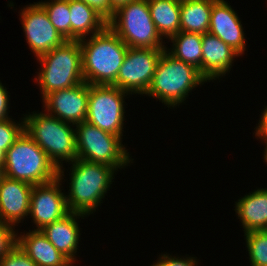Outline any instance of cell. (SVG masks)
I'll list each match as a JSON object with an SVG mask.
<instances>
[{"mask_svg":"<svg viewBox=\"0 0 267 266\" xmlns=\"http://www.w3.org/2000/svg\"><path fill=\"white\" fill-rule=\"evenodd\" d=\"M108 26L129 48H166L151 18L148 0H133L119 7Z\"/></svg>","mask_w":267,"mask_h":266,"instance_id":"7","label":"cell"},{"mask_svg":"<svg viewBox=\"0 0 267 266\" xmlns=\"http://www.w3.org/2000/svg\"><path fill=\"white\" fill-rule=\"evenodd\" d=\"M50 22L65 40H71L69 0H41Z\"/></svg>","mask_w":267,"mask_h":266,"instance_id":"24","label":"cell"},{"mask_svg":"<svg viewBox=\"0 0 267 266\" xmlns=\"http://www.w3.org/2000/svg\"><path fill=\"white\" fill-rule=\"evenodd\" d=\"M71 40H80L103 31L108 20L81 0H69Z\"/></svg>","mask_w":267,"mask_h":266,"instance_id":"20","label":"cell"},{"mask_svg":"<svg viewBox=\"0 0 267 266\" xmlns=\"http://www.w3.org/2000/svg\"><path fill=\"white\" fill-rule=\"evenodd\" d=\"M18 13L26 43L35 58L66 41L52 25L45 9L38 2L29 3Z\"/></svg>","mask_w":267,"mask_h":266,"instance_id":"11","label":"cell"},{"mask_svg":"<svg viewBox=\"0 0 267 266\" xmlns=\"http://www.w3.org/2000/svg\"><path fill=\"white\" fill-rule=\"evenodd\" d=\"M250 266H267V230L244 233Z\"/></svg>","mask_w":267,"mask_h":266,"instance_id":"25","label":"cell"},{"mask_svg":"<svg viewBox=\"0 0 267 266\" xmlns=\"http://www.w3.org/2000/svg\"><path fill=\"white\" fill-rule=\"evenodd\" d=\"M175 255L173 256L172 254L170 255L167 252H162L161 254H159L157 260H155L156 262H153V264L150 266H198L200 261L196 256L193 257V255Z\"/></svg>","mask_w":267,"mask_h":266,"instance_id":"28","label":"cell"},{"mask_svg":"<svg viewBox=\"0 0 267 266\" xmlns=\"http://www.w3.org/2000/svg\"><path fill=\"white\" fill-rule=\"evenodd\" d=\"M256 189L240 197L234 204L244 233L267 230V188Z\"/></svg>","mask_w":267,"mask_h":266,"instance_id":"18","label":"cell"},{"mask_svg":"<svg viewBox=\"0 0 267 266\" xmlns=\"http://www.w3.org/2000/svg\"><path fill=\"white\" fill-rule=\"evenodd\" d=\"M76 262L75 261H68L66 264L63 266H75ZM77 266V265H76Z\"/></svg>","mask_w":267,"mask_h":266,"instance_id":"37","label":"cell"},{"mask_svg":"<svg viewBox=\"0 0 267 266\" xmlns=\"http://www.w3.org/2000/svg\"><path fill=\"white\" fill-rule=\"evenodd\" d=\"M11 118L0 121V149L6 152L24 131V119Z\"/></svg>","mask_w":267,"mask_h":266,"instance_id":"26","label":"cell"},{"mask_svg":"<svg viewBox=\"0 0 267 266\" xmlns=\"http://www.w3.org/2000/svg\"><path fill=\"white\" fill-rule=\"evenodd\" d=\"M151 18L162 39L180 32L181 0H148Z\"/></svg>","mask_w":267,"mask_h":266,"instance_id":"21","label":"cell"},{"mask_svg":"<svg viewBox=\"0 0 267 266\" xmlns=\"http://www.w3.org/2000/svg\"><path fill=\"white\" fill-rule=\"evenodd\" d=\"M68 164L71 165L68 169H65L64 165L58 168V177L65 182L64 172L70 169L69 190L65 192L69 211L86 216L94 215L112 188L117 170L109 165L78 158Z\"/></svg>","mask_w":267,"mask_h":266,"instance_id":"1","label":"cell"},{"mask_svg":"<svg viewBox=\"0 0 267 266\" xmlns=\"http://www.w3.org/2000/svg\"><path fill=\"white\" fill-rule=\"evenodd\" d=\"M165 50L174 58L193 65L202 75V34L180 31L166 43Z\"/></svg>","mask_w":267,"mask_h":266,"instance_id":"23","label":"cell"},{"mask_svg":"<svg viewBox=\"0 0 267 266\" xmlns=\"http://www.w3.org/2000/svg\"><path fill=\"white\" fill-rule=\"evenodd\" d=\"M89 84L85 81L66 89L47 94L42 99V108L48 114L71 124L86 121Z\"/></svg>","mask_w":267,"mask_h":266,"instance_id":"13","label":"cell"},{"mask_svg":"<svg viewBox=\"0 0 267 266\" xmlns=\"http://www.w3.org/2000/svg\"><path fill=\"white\" fill-rule=\"evenodd\" d=\"M208 33L228 44L240 57L245 54L246 33L237 12L227 1L216 0L213 3Z\"/></svg>","mask_w":267,"mask_h":266,"instance_id":"14","label":"cell"},{"mask_svg":"<svg viewBox=\"0 0 267 266\" xmlns=\"http://www.w3.org/2000/svg\"><path fill=\"white\" fill-rule=\"evenodd\" d=\"M5 152L0 149V165L4 167Z\"/></svg>","mask_w":267,"mask_h":266,"instance_id":"35","label":"cell"},{"mask_svg":"<svg viewBox=\"0 0 267 266\" xmlns=\"http://www.w3.org/2000/svg\"><path fill=\"white\" fill-rule=\"evenodd\" d=\"M216 0H181L180 31L205 34L209 31L212 5Z\"/></svg>","mask_w":267,"mask_h":266,"instance_id":"22","label":"cell"},{"mask_svg":"<svg viewBox=\"0 0 267 266\" xmlns=\"http://www.w3.org/2000/svg\"><path fill=\"white\" fill-rule=\"evenodd\" d=\"M3 168L4 176L33 186L58 177V168L24 131L5 152Z\"/></svg>","mask_w":267,"mask_h":266,"instance_id":"6","label":"cell"},{"mask_svg":"<svg viewBox=\"0 0 267 266\" xmlns=\"http://www.w3.org/2000/svg\"><path fill=\"white\" fill-rule=\"evenodd\" d=\"M0 266H37V264L17 245L5 257L0 259Z\"/></svg>","mask_w":267,"mask_h":266,"instance_id":"29","label":"cell"},{"mask_svg":"<svg viewBox=\"0 0 267 266\" xmlns=\"http://www.w3.org/2000/svg\"><path fill=\"white\" fill-rule=\"evenodd\" d=\"M10 92L7 91V88L2 84L0 80V121L11 119L12 116L10 113Z\"/></svg>","mask_w":267,"mask_h":266,"instance_id":"30","label":"cell"},{"mask_svg":"<svg viewBox=\"0 0 267 266\" xmlns=\"http://www.w3.org/2000/svg\"><path fill=\"white\" fill-rule=\"evenodd\" d=\"M165 49L129 48L113 86L131 96H144L155 73L157 63Z\"/></svg>","mask_w":267,"mask_h":266,"instance_id":"10","label":"cell"},{"mask_svg":"<svg viewBox=\"0 0 267 266\" xmlns=\"http://www.w3.org/2000/svg\"><path fill=\"white\" fill-rule=\"evenodd\" d=\"M258 124L254 128L253 135L255 137H267V105L261 110Z\"/></svg>","mask_w":267,"mask_h":266,"instance_id":"32","label":"cell"},{"mask_svg":"<svg viewBox=\"0 0 267 266\" xmlns=\"http://www.w3.org/2000/svg\"><path fill=\"white\" fill-rule=\"evenodd\" d=\"M87 217L89 216L70 211L61 219L45 225L40 230L69 261L79 263L76 256L79 250L80 236L82 235L79 222Z\"/></svg>","mask_w":267,"mask_h":266,"instance_id":"17","label":"cell"},{"mask_svg":"<svg viewBox=\"0 0 267 266\" xmlns=\"http://www.w3.org/2000/svg\"><path fill=\"white\" fill-rule=\"evenodd\" d=\"M75 136L78 159L109 165L118 172V169H125L134 163V158L119 136L86 121L75 125Z\"/></svg>","mask_w":267,"mask_h":266,"instance_id":"8","label":"cell"},{"mask_svg":"<svg viewBox=\"0 0 267 266\" xmlns=\"http://www.w3.org/2000/svg\"><path fill=\"white\" fill-rule=\"evenodd\" d=\"M33 185L3 177L0 183V222L19 226L28 218Z\"/></svg>","mask_w":267,"mask_h":266,"instance_id":"15","label":"cell"},{"mask_svg":"<svg viewBox=\"0 0 267 266\" xmlns=\"http://www.w3.org/2000/svg\"><path fill=\"white\" fill-rule=\"evenodd\" d=\"M15 226L0 222V259L18 245L19 231Z\"/></svg>","mask_w":267,"mask_h":266,"instance_id":"27","label":"cell"},{"mask_svg":"<svg viewBox=\"0 0 267 266\" xmlns=\"http://www.w3.org/2000/svg\"><path fill=\"white\" fill-rule=\"evenodd\" d=\"M79 42L84 81L90 85H113L128 46L109 26Z\"/></svg>","mask_w":267,"mask_h":266,"instance_id":"2","label":"cell"},{"mask_svg":"<svg viewBox=\"0 0 267 266\" xmlns=\"http://www.w3.org/2000/svg\"><path fill=\"white\" fill-rule=\"evenodd\" d=\"M36 59L40 67L32 80L38 84L42 99L54 91L84 82L79 40H66Z\"/></svg>","mask_w":267,"mask_h":266,"instance_id":"5","label":"cell"},{"mask_svg":"<svg viewBox=\"0 0 267 266\" xmlns=\"http://www.w3.org/2000/svg\"><path fill=\"white\" fill-rule=\"evenodd\" d=\"M110 1V18L113 16V13L121 6L128 4L133 0H109Z\"/></svg>","mask_w":267,"mask_h":266,"instance_id":"33","label":"cell"},{"mask_svg":"<svg viewBox=\"0 0 267 266\" xmlns=\"http://www.w3.org/2000/svg\"><path fill=\"white\" fill-rule=\"evenodd\" d=\"M24 132L47 154L57 168L77 159L75 125L43 111L22 114ZM64 161V162H63Z\"/></svg>","mask_w":267,"mask_h":266,"instance_id":"4","label":"cell"},{"mask_svg":"<svg viewBox=\"0 0 267 266\" xmlns=\"http://www.w3.org/2000/svg\"><path fill=\"white\" fill-rule=\"evenodd\" d=\"M127 96L131 95L113 85L89 84L86 122L123 140Z\"/></svg>","mask_w":267,"mask_h":266,"instance_id":"9","label":"cell"},{"mask_svg":"<svg viewBox=\"0 0 267 266\" xmlns=\"http://www.w3.org/2000/svg\"><path fill=\"white\" fill-rule=\"evenodd\" d=\"M18 245L37 266H63L69 260L46 238L41 230L20 232Z\"/></svg>","mask_w":267,"mask_h":266,"instance_id":"19","label":"cell"},{"mask_svg":"<svg viewBox=\"0 0 267 266\" xmlns=\"http://www.w3.org/2000/svg\"><path fill=\"white\" fill-rule=\"evenodd\" d=\"M89 6L96 9L107 20L110 19V1L109 0H81Z\"/></svg>","mask_w":267,"mask_h":266,"instance_id":"31","label":"cell"},{"mask_svg":"<svg viewBox=\"0 0 267 266\" xmlns=\"http://www.w3.org/2000/svg\"><path fill=\"white\" fill-rule=\"evenodd\" d=\"M239 56L217 36L210 33L202 34V76L208 82H214L217 79L220 82L229 75L236 61L235 58Z\"/></svg>","mask_w":267,"mask_h":266,"instance_id":"16","label":"cell"},{"mask_svg":"<svg viewBox=\"0 0 267 266\" xmlns=\"http://www.w3.org/2000/svg\"><path fill=\"white\" fill-rule=\"evenodd\" d=\"M208 82L199 69L174 58L166 50L163 51L157 63L146 97L159 100L170 109L186 102L189 93ZM185 101V102H184Z\"/></svg>","mask_w":267,"mask_h":266,"instance_id":"3","label":"cell"},{"mask_svg":"<svg viewBox=\"0 0 267 266\" xmlns=\"http://www.w3.org/2000/svg\"><path fill=\"white\" fill-rule=\"evenodd\" d=\"M4 177V168L3 166L0 165V183H1V180L3 179Z\"/></svg>","mask_w":267,"mask_h":266,"instance_id":"36","label":"cell"},{"mask_svg":"<svg viewBox=\"0 0 267 266\" xmlns=\"http://www.w3.org/2000/svg\"><path fill=\"white\" fill-rule=\"evenodd\" d=\"M62 183L63 180L57 177L53 181L32 187L28 218L35 224L33 230H40L70 212Z\"/></svg>","mask_w":267,"mask_h":266,"instance_id":"12","label":"cell"},{"mask_svg":"<svg viewBox=\"0 0 267 266\" xmlns=\"http://www.w3.org/2000/svg\"><path fill=\"white\" fill-rule=\"evenodd\" d=\"M257 140L260 139L261 143L265 145L264 151H263V159L266 164H267V137H255Z\"/></svg>","mask_w":267,"mask_h":266,"instance_id":"34","label":"cell"}]
</instances>
